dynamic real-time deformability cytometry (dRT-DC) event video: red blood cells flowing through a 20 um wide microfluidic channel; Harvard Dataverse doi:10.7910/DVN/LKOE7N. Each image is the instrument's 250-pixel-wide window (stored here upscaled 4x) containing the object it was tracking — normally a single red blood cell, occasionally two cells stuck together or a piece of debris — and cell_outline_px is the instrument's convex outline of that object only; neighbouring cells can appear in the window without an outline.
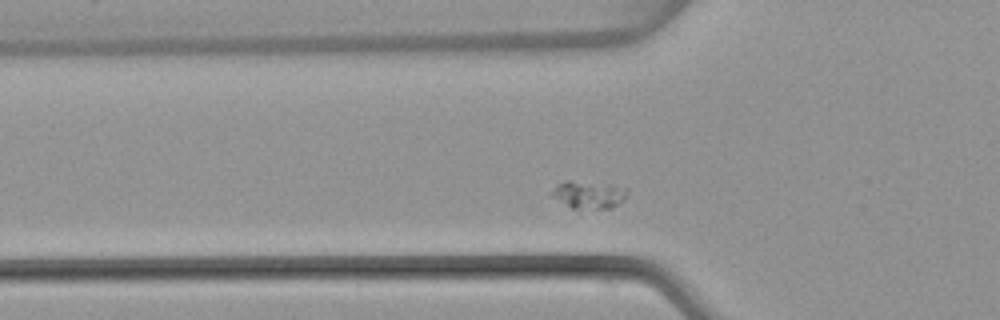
{"species": "common noctule bat (a hibernating species)", "species_latin": "Nyctalus noctula", "temperature_condition": "warm", "stored_images_in_passage": 31, "camera_frame_rate_fps": 3000, "um_per_image_px": 0.085, "animal": {"sex": "female", "body_mass_g": 22.7, "forearm_length_mm": 54.2}, "frame": {"image": 1, "passage_image": 6, "time_ms": 1.667, "image_size_px": [1000, 320], "cell_outline_px": [[628, 192], [624, 200], [612, 208], [572, 208], [552, 196], [552, 188], [556, 184], [568, 180], [628, 188]], "centroid_in_image_um": [50.04, 16.55], "position_along_channel_um": 75.8, "area_um2": 11.73}}
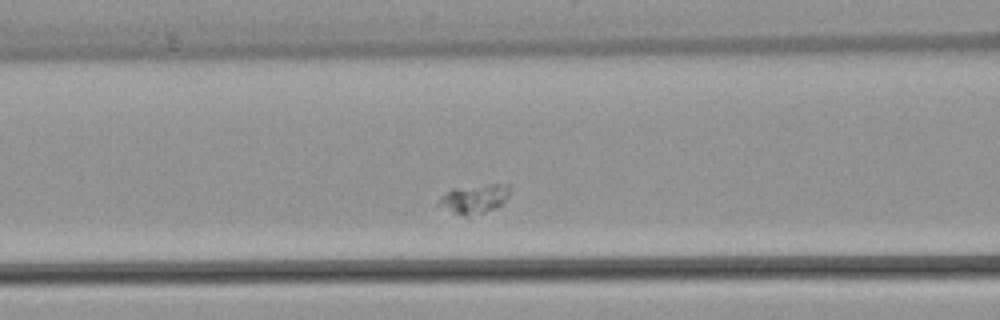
{"frame": {"image": 2, "passage_image": 10, "time_ms": 3.0, "image_size_px": [1000, 320], "cell_outline_px": [[508, 196], [496, 208], [484, 212], [468, 216], [464, 216], [452, 212], [436, 204], [440, 196], [452, 188], [484, 184], [508, 184]], "centroid_in_image_um": [40.26, 16.89], "position_along_channel_um": 126.3, "area_um2": 11.96}}
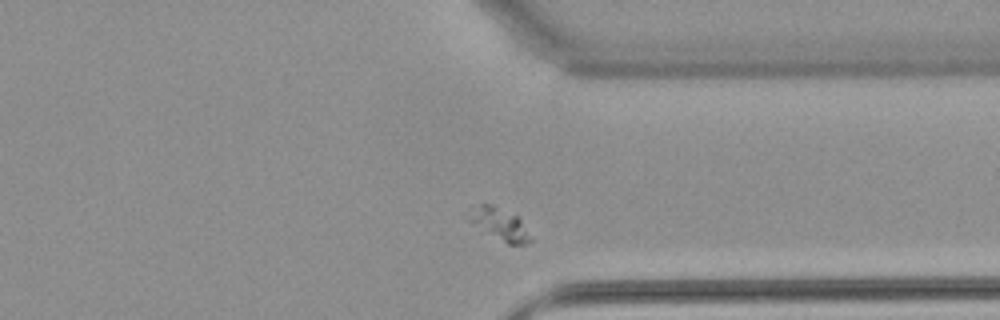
{"frame": {"image": 3, "passage_image": 29, "time_ms": 9.333, "image_size_px": [1000, 320], "cell_outline_px": [[532, 240], [528, 244], [508, 244], [460, 216], [468, 208], [480, 204], [492, 204], [520, 216]], "centroid_in_image_um": [42.39, 18.98], "position_along_channel_um": 369.0, "area_um2": 11.96}}